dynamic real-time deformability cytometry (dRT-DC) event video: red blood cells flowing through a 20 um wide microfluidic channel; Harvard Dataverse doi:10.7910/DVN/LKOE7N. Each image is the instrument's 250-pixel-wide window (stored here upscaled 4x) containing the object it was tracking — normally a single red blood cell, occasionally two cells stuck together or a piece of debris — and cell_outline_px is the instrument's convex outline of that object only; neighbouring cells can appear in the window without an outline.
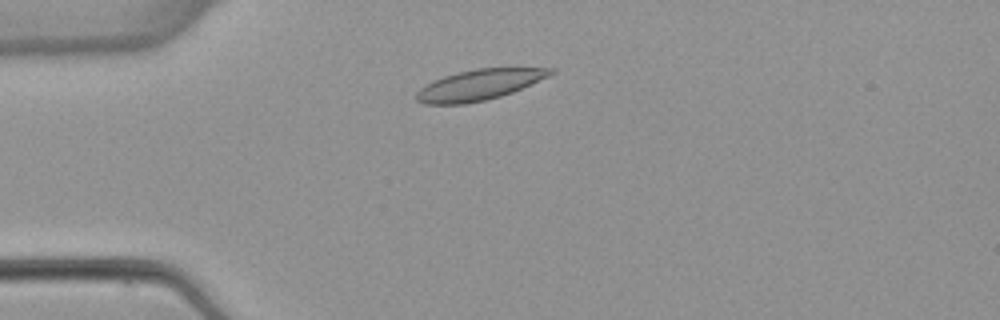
{"species": "common noctule bat (a hibernating species)", "species_latin": "Nyctalus noctula", "temperature_condition": "warm", "stored_images_in_passage": 3, "camera_frame_rate_fps": 3000, "um_per_image_px": 0.085, "animal": {"sex": "female", "body_mass_g": 22.7, "forearm_length_mm": 54.2}, "frame": {"image": 1, "passage_image": 2, "time_ms": 2.0, "image_size_px": [1000, 320], "cell_outline_px": [[556, 72], [548, 76], [512, 92], [500, 96], [484, 100], [464, 104], [424, 104], [416, 100], [416, 92], [420, 88], [444, 76], [476, 68], [556, 68]], "centroid_in_image_um": [40.73, 7.21], "position_along_channel_um": 44.3, "area_um2": 23.52}}